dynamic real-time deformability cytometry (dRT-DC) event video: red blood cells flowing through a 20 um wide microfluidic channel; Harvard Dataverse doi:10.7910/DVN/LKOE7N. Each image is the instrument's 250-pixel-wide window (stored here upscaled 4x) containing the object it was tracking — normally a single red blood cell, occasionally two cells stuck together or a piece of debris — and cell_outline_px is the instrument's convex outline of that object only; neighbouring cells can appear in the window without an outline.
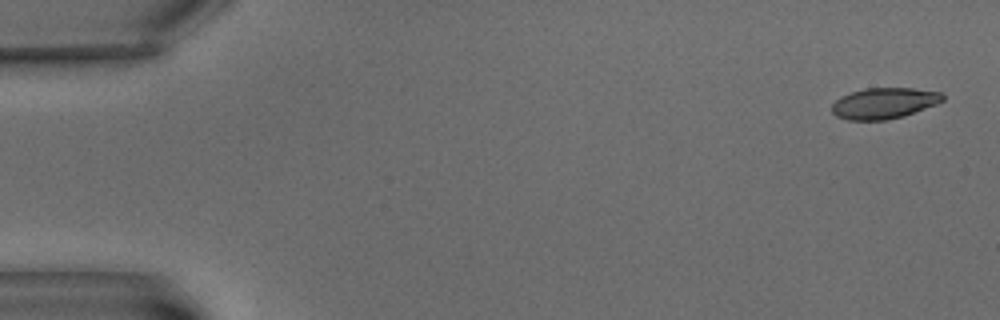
{"species": "common noctule bat (a hibernating species)", "species_latin": "Nyctalus noctula", "temperature_condition": "warm", "stored_images_in_passage": 5, "camera_frame_rate_fps": 3000, "um_per_image_px": 0.085, "animal": {"sex": "male", "body_mass_g": 15.6}, "frame": {"image": 1, "passage_image": 1, "time_ms": 0.0, "image_size_px": [1000, 320], "cell_outline_px": [[944, 100], [936, 104], [904, 116], [884, 120], [848, 120], [836, 116], [832, 112], [832, 104], [840, 96], [864, 88], [912, 88], [940, 92], [944, 96]], "centroid_in_image_um": [75.13, 8.77], "position_along_channel_um": 9.9, "area_um2": 19.94}}
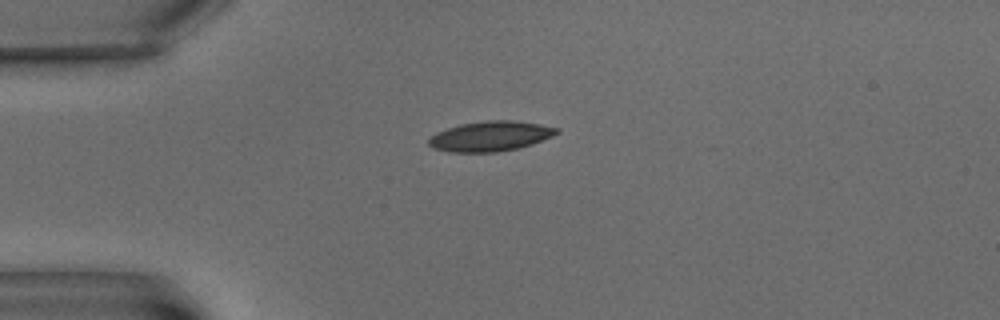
{"frame": {"image": 2, "passage_image": 4, "time_ms": 5.0, "image_size_px": [1000, 320], "cell_outline_px": [[560, 132], [552, 136], [532, 144], [520, 148], [496, 152], [448, 152], [432, 148], [428, 144], [428, 140], [436, 132], [460, 124], [488, 120], [516, 120], [540, 124], [560, 128]], "centroid_in_image_um": [41.7, 11.58], "position_along_channel_um": 43.3, "area_um2": 22.54}}